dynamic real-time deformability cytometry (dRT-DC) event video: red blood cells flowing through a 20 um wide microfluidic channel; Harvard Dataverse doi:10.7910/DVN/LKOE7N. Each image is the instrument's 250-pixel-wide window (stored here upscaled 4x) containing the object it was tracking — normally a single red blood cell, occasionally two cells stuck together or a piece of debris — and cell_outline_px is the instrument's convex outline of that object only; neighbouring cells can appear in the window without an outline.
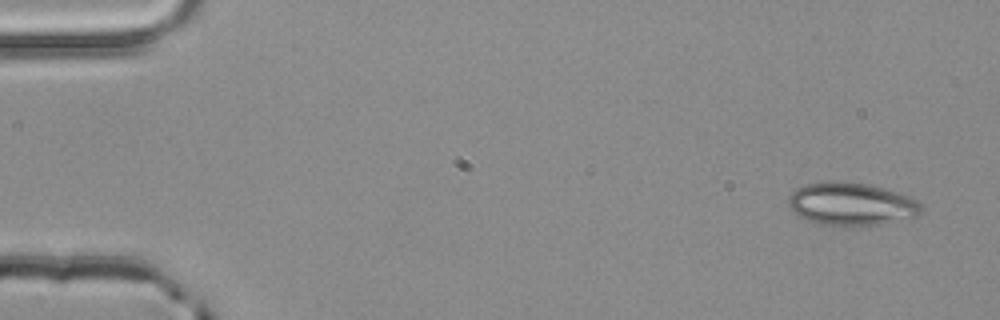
{"species": "common noctule bat (a hibernating species)", "species_latin": "Nyctalus noctula", "temperature_condition": "room temperature", "stored_images_in_passage": 3, "camera_frame_rate_fps": 3000, "um_per_image_px": 0.085, "animal": {"sex": "male", "body_mass_g": 20.4}, "frame": {"image": 1, "passage_image": 3, "time_ms": 0.667, "image_size_px": [1000, 320], "cell_outline_px": [[920, 216], [880, 224], [820, 224], [808, 220], [800, 216], [788, 204], [788, 196], [796, 188], [804, 184], [832, 180], [868, 184], [896, 192], [908, 196], [916, 200], [920, 204]], "centroid_in_image_um": [72.35, 17.31], "position_along_channel_um": 12.7, "area_um2": 32.6}}